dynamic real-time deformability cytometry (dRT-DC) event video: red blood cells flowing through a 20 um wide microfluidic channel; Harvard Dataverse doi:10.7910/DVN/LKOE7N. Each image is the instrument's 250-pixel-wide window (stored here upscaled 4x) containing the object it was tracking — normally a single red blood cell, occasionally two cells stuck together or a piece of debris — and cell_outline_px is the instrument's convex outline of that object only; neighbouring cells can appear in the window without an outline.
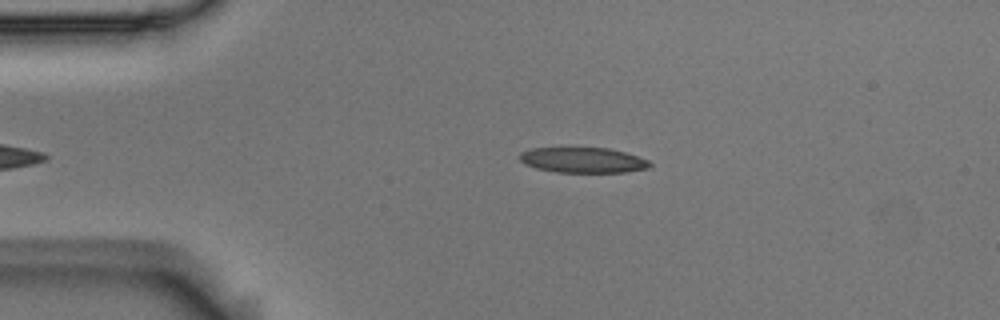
{"species": "Egyptian fruit bat (a non-hibernating species)", "species_latin": "Rousettus aegyptiacus", "temperature_condition": "room temperature", "stored_images_in_passage": 39, "camera_frame_rate_fps": 3000, "um_per_image_px": 0.085, "animal": {"sex": "male"}, "frame": {"image": 1, "passage_image": 2, "time_ms": 0.333, "image_size_px": [1000, 320], "cell_outline_px": [[652, 164], [648, 168], [624, 172], [556, 172], [536, 168], [524, 164], [520, 160], [520, 152], [532, 148], [568, 144], [608, 148], [624, 152], [648, 160]], "centroid_in_image_um": [49.46, 13.55], "position_along_channel_um": 35.5, "area_um2": 20.17}}
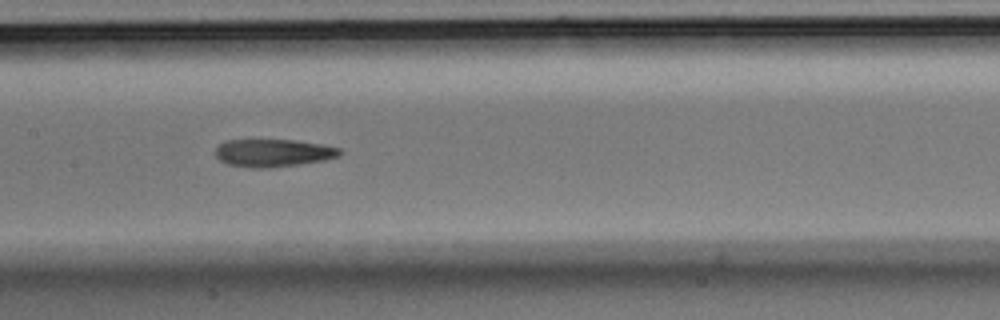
{"frame": {"image": 2, "passage_image": 17, "time_ms": 5.333, "image_size_px": [1000, 320], "cell_outline_px": [[344, 152], [340, 156], [324, 160], [268, 168], [252, 168], [228, 164], [220, 160], [216, 156], [216, 148], [224, 140], [296, 140], [320, 144], [340, 148]], "centroid_in_image_um": [23.23, 12.99], "position_along_channel_um": 184.2, "area_um2": 20.0}}
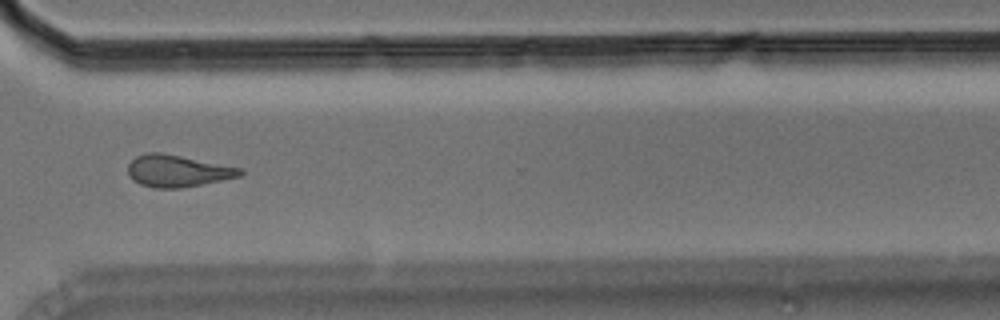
{"frame": {"image": 3, "passage_image": 31, "time_ms": 10.0, "image_size_px": [1000, 320], "cell_outline_px": [[244, 172], [240, 176], [180, 188], [152, 188], [140, 184], [132, 180], [128, 176], [128, 164], [136, 156], [148, 152], [160, 152], [244, 168]], "centroid_in_image_um": [15.07, 14.52], "position_along_channel_um": 355.5, "area_um2": 20.87}, "authors_computed_cell_mechanics": {"area_um2": 20.7502, "velocity_mm_per_s": 3.6783, "shape_relaxation_time_tau1_ms": null, "shape_relaxation_time_tau2_ms": 10.5767, "deformation_change_tau1": null, "deformation_change_tau2": 0.2135}}